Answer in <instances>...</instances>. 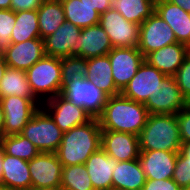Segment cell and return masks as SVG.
<instances>
[{
    "mask_svg": "<svg viewBox=\"0 0 190 190\" xmlns=\"http://www.w3.org/2000/svg\"><path fill=\"white\" fill-rule=\"evenodd\" d=\"M86 78L109 97L121 94L116 88L108 55L87 59Z\"/></svg>",
    "mask_w": 190,
    "mask_h": 190,
    "instance_id": "obj_25",
    "label": "cell"
},
{
    "mask_svg": "<svg viewBox=\"0 0 190 190\" xmlns=\"http://www.w3.org/2000/svg\"><path fill=\"white\" fill-rule=\"evenodd\" d=\"M32 187L60 190L62 164L56 153L40 152L28 161Z\"/></svg>",
    "mask_w": 190,
    "mask_h": 190,
    "instance_id": "obj_10",
    "label": "cell"
},
{
    "mask_svg": "<svg viewBox=\"0 0 190 190\" xmlns=\"http://www.w3.org/2000/svg\"><path fill=\"white\" fill-rule=\"evenodd\" d=\"M60 190H94L86 166L62 167Z\"/></svg>",
    "mask_w": 190,
    "mask_h": 190,
    "instance_id": "obj_32",
    "label": "cell"
},
{
    "mask_svg": "<svg viewBox=\"0 0 190 190\" xmlns=\"http://www.w3.org/2000/svg\"><path fill=\"white\" fill-rule=\"evenodd\" d=\"M148 116L144 104L119 94L108 98L102 114L97 119L101 130L126 132L139 136Z\"/></svg>",
    "mask_w": 190,
    "mask_h": 190,
    "instance_id": "obj_2",
    "label": "cell"
},
{
    "mask_svg": "<svg viewBox=\"0 0 190 190\" xmlns=\"http://www.w3.org/2000/svg\"><path fill=\"white\" fill-rule=\"evenodd\" d=\"M145 181L139 159L120 161L113 171L112 190H141Z\"/></svg>",
    "mask_w": 190,
    "mask_h": 190,
    "instance_id": "obj_23",
    "label": "cell"
},
{
    "mask_svg": "<svg viewBox=\"0 0 190 190\" xmlns=\"http://www.w3.org/2000/svg\"><path fill=\"white\" fill-rule=\"evenodd\" d=\"M40 152L55 153L62 142L63 131L41 106L20 133Z\"/></svg>",
    "mask_w": 190,
    "mask_h": 190,
    "instance_id": "obj_6",
    "label": "cell"
},
{
    "mask_svg": "<svg viewBox=\"0 0 190 190\" xmlns=\"http://www.w3.org/2000/svg\"><path fill=\"white\" fill-rule=\"evenodd\" d=\"M99 25L105 30L113 47L129 48L139 44L140 25L127 21L115 9H108L100 15Z\"/></svg>",
    "mask_w": 190,
    "mask_h": 190,
    "instance_id": "obj_8",
    "label": "cell"
},
{
    "mask_svg": "<svg viewBox=\"0 0 190 190\" xmlns=\"http://www.w3.org/2000/svg\"><path fill=\"white\" fill-rule=\"evenodd\" d=\"M40 38L53 34L65 21L61 0H43L37 9Z\"/></svg>",
    "mask_w": 190,
    "mask_h": 190,
    "instance_id": "obj_26",
    "label": "cell"
},
{
    "mask_svg": "<svg viewBox=\"0 0 190 190\" xmlns=\"http://www.w3.org/2000/svg\"><path fill=\"white\" fill-rule=\"evenodd\" d=\"M187 56V45L176 42L147 54L144 60L165 75L174 76Z\"/></svg>",
    "mask_w": 190,
    "mask_h": 190,
    "instance_id": "obj_19",
    "label": "cell"
},
{
    "mask_svg": "<svg viewBox=\"0 0 190 190\" xmlns=\"http://www.w3.org/2000/svg\"><path fill=\"white\" fill-rule=\"evenodd\" d=\"M115 9L127 20L141 25L154 11L155 0H111Z\"/></svg>",
    "mask_w": 190,
    "mask_h": 190,
    "instance_id": "obj_28",
    "label": "cell"
},
{
    "mask_svg": "<svg viewBox=\"0 0 190 190\" xmlns=\"http://www.w3.org/2000/svg\"><path fill=\"white\" fill-rule=\"evenodd\" d=\"M84 4L95 8L97 12L101 15L108 9H110V1L111 0H80Z\"/></svg>",
    "mask_w": 190,
    "mask_h": 190,
    "instance_id": "obj_40",
    "label": "cell"
},
{
    "mask_svg": "<svg viewBox=\"0 0 190 190\" xmlns=\"http://www.w3.org/2000/svg\"><path fill=\"white\" fill-rule=\"evenodd\" d=\"M77 41L79 57L85 59L105 56L113 49L110 38L99 24L82 28Z\"/></svg>",
    "mask_w": 190,
    "mask_h": 190,
    "instance_id": "obj_22",
    "label": "cell"
},
{
    "mask_svg": "<svg viewBox=\"0 0 190 190\" xmlns=\"http://www.w3.org/2000/svg\"><path fill=\"white\" fill-rule=\"evenodd\" d=\"M82 28L65 20L52 35L43 39L46 56L66 58L69 56L79 57L78 37Z\"/></svg>",
    "mask_w": 190,
    "mask_h": 190,
    "instance_id": "obj_15",
    "label": "cell"
},
{
    "mask_svg": "<svg viewBox=\"0 0 190 190\" xmlns=\"http://www.w3.org/2000/svg\"><path fill=\"white\" fill-rule=\"evenodd\" d=\"M155 12L172 28L177 42L190 43V13L167 0H156Z\"/></svg>",
    "mask_w": 190,
    "mask_h": 190,
    "instance_id": "obj_20",
    "label": "cell"
},
{
    "mask_svg": "<svg viewBox=\"0 0 190 190\" xmlns=\"http://www.w3.org/2000/svg\"><path fill=\"white\" fill-rule=\"evenodd\" d=\"M102 130L97 118L63 132L62 142L55 152L62 167L85 164L101 148Z\"/></svg>",
    "mask_w": 190,
    "mask_h": 190,
    "instance_id": "obj_1",
    "label": "cell"
},
{
    "mask_svg": "<svg viewBox=\"0 0 190 190\" xmlns=\"http://www.w3.org/2000/svg\"><path fill=\"white\" fill-rule=\"evenodd\" d=\"M118 161L100 148L85 162L94 190H112V175Z\"/></svg>",
    "mask_w": 190,
    "mask_h": 190,
    "instance_id": "obj_21",
    "label": "cell"
},
{
    "mask_svg": "<svg viewBox=\"0 0 190 190\" xmlns=\"http://www.w3.org/2000/svg\"><path fill=\"white\" fill-rule=\"evenodd\" d=\"M3 157H4V149L3 147L0 145V181H1V177H2V173H3Z\"/></svg>",
    "mask_w": 190,
    "mask_h": 190,
    "instance_id": "obj_45",
    "label": "cell"
},
{
    "mask_svg": "<svg viewBox=\"0 0 190 190\" xmlns=\"http://www.w3.org/2000/svg\"><path fill=\"white\" fill-rule=\"evenodd\" d=\"M180 8H183L186 12L190 13V0H167Z\"/></svg>",
    "mask_w": 190,
    "mask_h": 190,
    "instance_id": "obj_41",
    "label": "cell"
},
{
    "mask_svg": "<svg viewBox=\"0 0 190 190\" xmlns=\"http://www.w3.org/2000/svg\"><path fill=\"white\" fill-rule=\"evenodd\" d=\"M16 23L12 29L11 43L40 38L37 10L15 12Z\"/></svg>",
    "mask_w": 190,
    "mask_h": 190,
    "instance_id": "obj_30",
    "label": "cell"
},
{
    "mask_svg": "<svg viewBox=\"0 0 190 190\" xmlns=\"http://www.w3.org/2000/svg\"><path fill=\"white\" fill-rule=\"evenodd\" d=\"M183 190H190V184Z\"/></svg>",
    "mask_w": 190,
    "mask_h": 190,
    "instance_id": "obj_49",
    "label": "cell"
},
{
    "mask_svg": "<svg viewBox=\"0 0 190 190\" xmlns=\"http://www.w3.org/2000/svg\"><path fill=\"white\" fill-rule=\"evenodd\" d=\"M24 190H48V189L35 188V187H28L27 189H24Z\"/></svg>",
    "mask_w": 190,
    "mask_h": 190,
    "instance_id": "obj_46",
    "label": "cell"
},
{
    "mask_svg": "<svg viewBox=\"0 0 190 190\" xmlns=\"http://www.w3.org/2000/svg\"><path fill=\"white\" fill-rule=\"evenodd\" d=\"M176 42L172 28L155 11L139 27L137 48L144 57Z\"/></svg>",
    "mask_w": 190,
    "mask_h": 190,
    "instance_id": "obj_9",
    "label": "cell"
},
{
    "mask_svg": "<svg viewBox=\"0 0 190 190\" xmlns=\"http://www.w3.org/2000/svg\"><path fill=\"white\" fill-rule=\"evenodd\" d=\"M172 179L182 189L190 184V142L180 147Z\"/></svg>",
    "mask_w": 190,
    "mask_h": 190,
    "instance_id": "obj_33",
    "label": "cell"
},
{
    "mask_svg": "<svg viewBox=\"0 0 190 190\" xmlns=\"http://www.w3.org/2000/svg\"><path fill=\"white\" fill-rule=\"evenodd\" d=\"M101 148L118 162L140 156L139 137L131 133L102 130Z\"/></svg>",
    "mask_w": 190,
    "mask_h": 190,
    "instance_id": "obj_16",
    "label": "cell"
},
{
    "mask_svg": "<svg viewBox=\"0 0 190 190\" xmlns=\"http://www.w3.org/2000/svg\"><path fill=\"white\" fill-rule=\"evenodd\" d=\"M43 0H11V10L20 12L25 10H37Z\"/></svg>",
    "mask_w": 190,
    "mask_h": 190,
    "instance_id": "obj_39",
    "label": "cell"
},
{
    "mask_svg": "<svg viewBox=\"0 0 190 190\" xmlns=\"http://www.w3.org/2000/svg\"><path fill=\"white\" fill-rule=\"evenodd\" d=\"M188 47V55L190 56V43L187 45Z\"/></svg>",
    "mask_w": 190,
    "mask_h": 190,
    "instance_id": "obj_48",
    "label": "cell"
},
{
    "mask_svg": "<svg viewBox=\"0 0 190 190\" xmlns=\"http://www.w3.org/2000/svg\"><path fill=\"white\" fill-rule=\"evenodd\" d=\"M3 173L0 185L14 190H24L32 187L28 161L5 153L3 157Z\"/></svg>",
    "mask_w": 190,
    "mask_h": 190,
    "instance_id": "obj_24",
    "label": "cell"
},
{
    "mask_svg": "<svg viewBox=\"0 0 190 190\" xmlns=\"http://www.w3.org/2000/svg\"><path fill=\"white\" fill-rule=\"evenodd\" d=\"M178 153L164 150H140L139 162L146 179H170L173 176Z\"/></svg>",
    "mask_w": 190,
    "mask_h": 190,
    "instance_id": "obj_18",
    "label": "cell"
},
{
    "mask_svg": "<svg viewBox=\"0 0 190 190\" xmlns=\"http://www.w3.org/2000/svg\"><path fill=\"white\" fill-rule=\"evenodd\" d=\"M177 119L182 143L190 142V106L188 104L177 114Z\"/></svg>",
    "mask_w": 190,
    "mask_h": 190,
    "instance_id": "obj_37",
    "label": "cell"
},
{
    "mask_svg": "<svg viewBox=\"0 0 190 190\" xmlns=\"http://www.w3.org/2000/svg\"><path fill=\"white\" fill-rule=\"evenodd\" d=\"M0 9H11V0H0Z\"/></svg>",
    "mask_w": 190,
    "mask_h": 190,
    "instance_id": "obj_44",
    "label": "cell"
},
{
    "mask_svg": "<svg viewBox=\"0 0 190 190\" xmlns=\"http://www.w3.org/2000/svg\"><path fill=\"white\" fill-rule=\"evenodd\" d=\"M16 23L15 12L11 9H0V53L11 45L12 29Z\"/></svg>",
    "mask_w": 190,
    "mask_h": 190,
    "instance_id": "obj_35",
    "label": "cell"
},
{
    "mask_svg": "<svg viewBox=\"0 0 190 190\" xmlns=\"http://www.w3.org/2000/svg\"><path fill=\"white\" fill-rule=\"evenodd\" d=\"M0 145L6 154L29 161L40 151L35 145L21 134L6 135L0 138Z\"/></svg>",
    "mask_w": 190,
    "mask_h": 190,
    "instance_id": "obj_31",
    "label": "cell"
},
{
    "mask_svg": "<svg viewBox=\"0 0 190 190\" xmlns=\"http://www.w3.org/2000/svg\"><path fill=\"white\" fill-rule=\"evenodd\" d=\"M87 75V59L78 56H69L61 59V82L62 88L72 81V76Z\"/></svg>",
    "mask_w": 190,
    "mask_h": 190,
    "instance_id": "obj_34",
    "label": "cell"
},
{
    "mask_svg": "<svg viewBox=\"0 0 190 190\" xmlns=\"http://www.w3.org/2000/svg\"><path fill=\"white\" fill-rule=\"evenodd\" d=\"M140 150L180 152L182 145L177 115L149 114L139 134Z\"/></svg>",
    "mask_w": 190,
    "mask_h": 190,
    "instance_id": "obj_3",
    "label": "cell"
},
{
    "mask_svg": "<svg viewBox=\"0 0 190 190\" xmlns=\"http://www.w3.org/2000/svg\"><path fill=\"white\" fill-rule=\"evenodd\" d=\"M7 96H20L30 100H38L34 95L26 72L7 67L0 81V98Z\"/></svg>",
    "mask_w": 190,
    "mask_h": 190,
    "instance_id": "obj_27",
    "label": "cell"
},
{
    "mask_svg": "<svg viewBox=\"0 0 190 190\" xmlns=\"http://www.w3.org/2000/svg\"><path fill=\"white\" fill-rule=\"evenodd\" d=\"M166 76L144 60L121 94L138 103L145 104L150 96H154L161 90L160 85Z\"/></svg>",
    "mask_w": 190,
    "mask_h": 190,
    "instance_id": "obj_11",
    "label": "cell"
},
{
    "mask_svg": "<svg viewBox=\"0 0 190 190\" xmlns=\"http://www.w3.org/2000/svg\"><path fill=\"white\" fill-rule=\"evenodd\" d=\"M60 95L78 107H82L92 118H98L109 96L86 77L72 76V81L61 90Z\"/></svg>",
    "mask_w": 190,
    "mask_h": 190,
    "instance_id": "obj_5",
    "label": "cell"
},
{
    "mask_svg": "<svg viewBox=\"0 0 190 190\" xmlns=\"http://www.w3.org/2000/svg\"><path fill=\"white\" fill-rule=\"evenodd\" d=\"M0 103L4 111L3 136L20 134L42 105L39 100H30L20 96L2 97Z\"/></svg>",
    "mask_w": 190,
    "mask_h": 190,
    "instance_id": "obj_7",
    "label": "cell"
},
{
    "mask_svg": "<svg viewBox=\"0 0 190 190\" xmlns=\"http://www.w3.org/2000/svg\"><path fill=\"white\" fill-rule=\"evenodd\" d=\"M184 99L190 101V56L188 55L174 75Z\"/></svg>",
    "mask_w": 190,
    "mask_h": 190,
    "instance_id": "obj_36",
    "label": "cell"
},
{
    "mask_svg": "<svg viewBox=\"0 0 190 190\" xmlns=\"http://www.w3.org/2000/svg\"><path fill=\"white\" fill-rule=\"evenodd\" d=\"M141 190H183L172 178L164 180L146 179Z\"/></svg>",
    "mask_w": 190,
    "mask_h": 190,
    "instance_id": "obj_38",
    "label": "cell"
},
{
    "mask_svg": "<svg viewBox=\"0 0 190 190\" xmlns=\"http://www.w3.org/2000/svg\"><path fill=\"white\" fill-rule=\"evenodd\" d=\"M7 64L5 62L4 56L2 53H0V81L3 78V75L5 73V70L7 68Z\"/></svg>",
    "mask_w": 190,
    "mask_h": 190,
    "instance_id": "obj_42",
    "label": "cell"
},
{
    "mask_svg": "<svg viewBox=\"0 0 190 190\" xmlns=\"http://www.w3.org/2000/svg\"><path fill=\"white\" fill-rule=\"evenodd\" d=\"M3 56L8 67L27 71L45 56L44 41L42 38H35L11 43Z\"/></svg>",
    "mask_w": 190,
    "mask_h": 190,
    "instance_id": "obj_17",
    "label": "cell"
},
{
    "mask_svg": "<svg viewBox=\"0 0 190 190\" xmlns=\"http://www.w3.org/2000/svg\"><path fill=\"white\" fill-rule=\"evenodd\" d=\"M107 55L111 62L112 76L116 88L122 92L137 73L139 66L144 62V56L137 47H113Z\"/></svg>",
    "mask_w": 190,
    "mask_h": 190,
    "instance_id": "obj_12",
    "label": "cell"
},
{
    "mask_svg": "<svg viewBox=\"0 0 190 190\" xmlns=\"http://www.w3.org/2000/svg\"><path fill=\"white\" fill-rule=\"evenodd\" d=\"M0 190H14V189H11L10 187L0 185Z\"/></svg>",
    "mask_w": 190,
    "mask_h": 190,
    "instance_id": "obj_47",
    "label": "cell"
},
{
    "mask_svg": "<svg viewBox=\"0 0 190 190\" xmlns=\"http://www.w3.org/2000/svg\"><path fill=\"white\" fill-rule=\"evenodd\" d=\"M25 72L33 95L41 103L61 93V58L45 55Z\"/></svg>",
    "mask_w": 190,
    "mask_h": 190,
    "instance_id": "obj_4",
    "label": "cell"
},
{
    "mask_svg": "<svg viewBox=\"0 0 190 190\" xmlns=\"http://www.w3.org/2000/svg\"><path fill=\"white\" fill-rule=\"evenodd\" d=\"M41 106L63 132L84 125L92 119L82 107L74 105L60 94L46 100Z\"/></svg>",
    "mask_w": 190,
    "mask_h": 190,
    "instance_id": "obj_13",
    "label": "cell"
},
{
    "mask_svg": "<svg viewBox=\"0 0 190 190\" xmlns=\"http://www.w3.org/2000/svg\"><path fill=\"white\" fill-rule=\"evenodd\" d=\"M4 130V111L2 104L0 103V138L3 137Z\"/></svg>",
    "mask_w": 190,
    "mask_h": 190,
    "instance_id": "obj_43",
    "label": "cell"
},
{
    "mask_svg": "<svg viewBox=\"0 0 190 190\" xmlns=\"http://www.w3.org/2000/svg\"><path fill=\"white\" fill-rule=\"evenodd\" d=\"M64 8L65 20L74 25L85 28L99 24L100 14L80 0H61Z\"/></svg>",
    "mask_w": 190,
    "mask_h": 190,
    "instance_id": "obj_29",
    "label": "cell"
},
{
    "mask_svg": "<svg viewBox=\"0 0 190 190\" xmlns=\"http://www.w3.org/2000/svg\"><path fill=\"white\" fill-rule=\"evenodd\" d=\"M161 90L150 96L144 104L149 114L177 115L188 102L184 99L174 76H166Z\"/></svg>",
    "mask_w": 190,
    "mask_h": 190,
    "instance_id": "obj_14",
    "label": "cell"
}]
</instances>
